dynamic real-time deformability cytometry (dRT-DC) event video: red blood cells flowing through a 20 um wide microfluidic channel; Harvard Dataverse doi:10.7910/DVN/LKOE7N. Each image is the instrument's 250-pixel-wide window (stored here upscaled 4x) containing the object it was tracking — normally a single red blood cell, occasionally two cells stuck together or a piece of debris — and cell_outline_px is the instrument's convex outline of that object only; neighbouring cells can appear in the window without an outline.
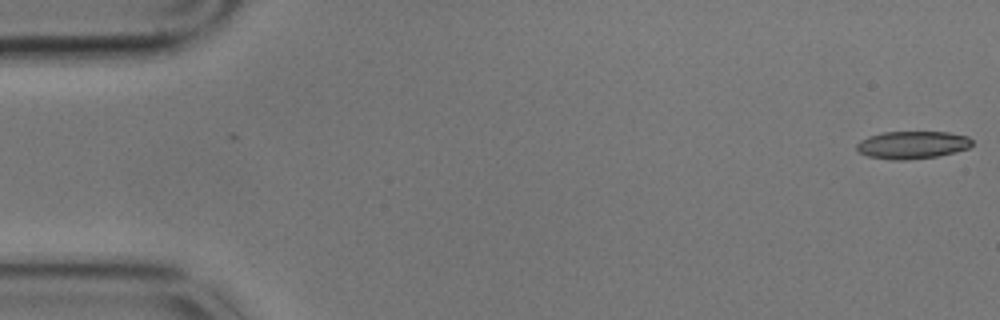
{"species": "common noctule bat (a hibernating species)", "species_latin": "Nyctalus noctula", "temperature_condition": "cold", "stored_images_in_passage": 2, "camera_frame_rate_fps": 3000, "um_per_image_px": 0.085, "animal": {"sex": "male", "body_mass_g": 17.9}, "frame": {"image": 1, "passage_image": 1, "time_ms": 0.0, "image_size_px": [1000, 320], "cell_outline_px": [[972, 144], [968, 148], [936, 156], [904, 160], [896, 160], [868, 156], [860, 152], [856, 148], [856, 144], [860, 140], [868, 136], [884, 132], [948, 132], [968, 136], [972, 140]], "centroid_in_image_um": [77.53, 12.3], "position_along_channel_um": 7.5, "area_um2": 18.38}}